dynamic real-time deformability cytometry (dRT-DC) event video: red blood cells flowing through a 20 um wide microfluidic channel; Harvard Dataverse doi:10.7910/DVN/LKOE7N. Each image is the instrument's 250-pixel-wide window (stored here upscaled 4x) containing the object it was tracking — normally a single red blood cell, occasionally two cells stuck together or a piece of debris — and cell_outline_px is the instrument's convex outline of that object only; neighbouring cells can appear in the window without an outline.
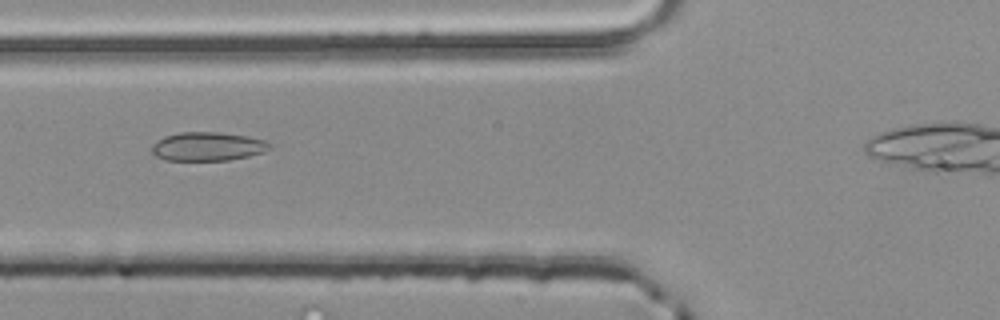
{"species": "common noctule bat (a hibernating species)", "species_latin": "Nyctalus noctula", "temperature_condition": "room temperature", "stored_images_in_passage": 3, "camera_frame_rate_fps": 3000, "um_per_image_px": 0.085, "animal": {"sex": "male", "body_mass_g": 20.4}, "frame": {"image": 1, "passage_image": 2, "time_ms": 0.333, "image_size_px": [1000, 320], "cell_outline_px": [[272, 148], [264, 152], [248, 156], [228, 160], [164, 160], [156, 156], [152, 152], [152, 144], [156, 140], [164, 136], [180, 132], [216, 132], [248, 136], [264, 140], [272, 144]], "centroid_in_image_um": [17.65, 12.44], "position_along_channel_um": 108.2, "area_um2": 19.83}}